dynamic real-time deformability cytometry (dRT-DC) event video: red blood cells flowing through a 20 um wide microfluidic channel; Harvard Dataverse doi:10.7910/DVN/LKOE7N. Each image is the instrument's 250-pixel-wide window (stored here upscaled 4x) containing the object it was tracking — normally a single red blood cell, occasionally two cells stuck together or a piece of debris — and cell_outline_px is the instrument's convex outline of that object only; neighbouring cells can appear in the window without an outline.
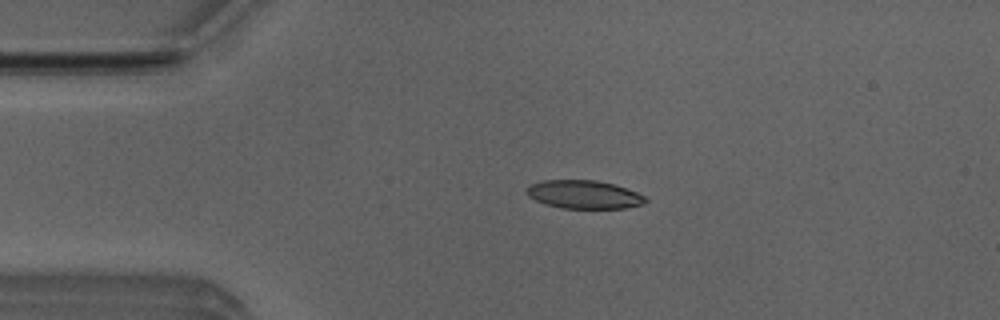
{"species": "Egyptian fruit bat (a non-hibernating species)", "species_latin": "Rousettus aegyptiacus", "temperature_condition": "room temperature", "stored_images_in_passage": 5, "camera_frame_rate_fps": 3000, "um_per_image_px": 0.085, "animal": {"sex": "male"}, "frame": {"image": 1, "passage_image": 4, "time_ms": 1.0, "image_size_px": [1000, 320], "cell_outline_px": [[648, 200], [644, 204], [624, 208], [564, 208], [544, 204], [528, 196], [524, 192], [532, 184], [544, 180], [596, 180], [616, 184], [636, 192], [644, 196]], "centroid_in_image_um": [49.65, 16.53], "position_along_channel_um": 35.4, "area_um2": 19.59}}